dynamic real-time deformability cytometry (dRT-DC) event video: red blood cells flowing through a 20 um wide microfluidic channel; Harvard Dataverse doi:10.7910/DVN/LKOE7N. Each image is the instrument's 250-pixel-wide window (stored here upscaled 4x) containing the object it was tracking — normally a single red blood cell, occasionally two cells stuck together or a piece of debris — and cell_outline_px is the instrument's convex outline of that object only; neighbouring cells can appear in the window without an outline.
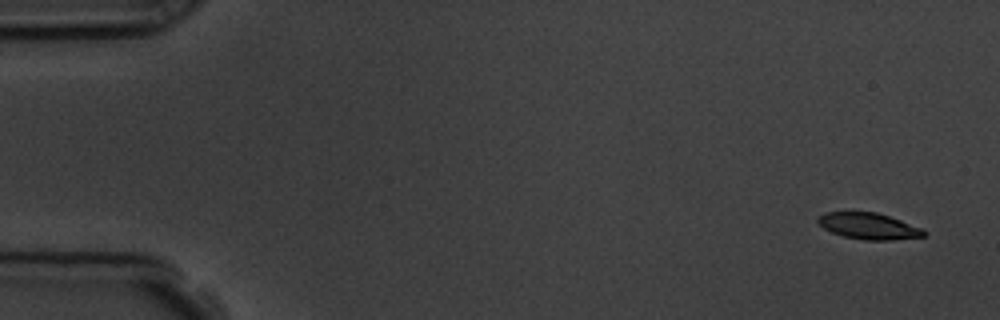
{"species": "common noctule bat (a hibernating species)", "species_latin": "Nyctalus noctula", "temperature_condition": "room temperature", "stored_images_in_passage": 5, "camera_frame_rate_fps": 3000, "um_per_image_px": 0.085, "animal": {"sex": "male", "body_mass_g": 19.5, "forearm_length_mm": 54.6}, "frame": {"image": 1, "passage_image": 1, "time_ms": 0.0, "image_size_px": [1000, 320], "cell_outline_px": [[928, 232], [924, 236], [892, 240], [864, 240], [844, 236], [832, 232], [824, 228], [816, 220], [824, 212], [876, 212], [924, 228]], "centroid_in_image_um": [73.88, 19.22], "position_along_channel_um": 11.1, "area_um2": 16.18}}
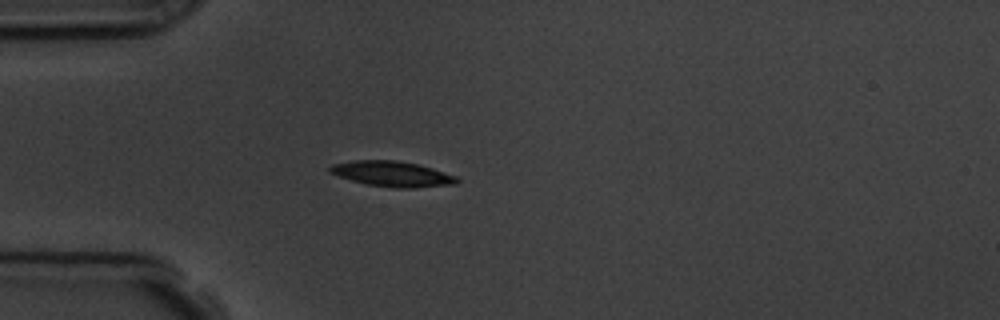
{"frame": {"image": 2, "passage_image": 4, "time_ms": 4.333, "image_size_px": [1000, 320], "cell_outline_px": [[460, 180], [456, 184], [416, 188], [396, 188], [368, 184], [352, 180], [328, 172], [328, 168], [332, 164], [356, 160], [396, 160], [416, 164], [432, 168], [456, 176]], "centroid_in_image_um": [33.36, 14.78], "position_along_channel_um": 51.6, "area_um2": 18.67}}